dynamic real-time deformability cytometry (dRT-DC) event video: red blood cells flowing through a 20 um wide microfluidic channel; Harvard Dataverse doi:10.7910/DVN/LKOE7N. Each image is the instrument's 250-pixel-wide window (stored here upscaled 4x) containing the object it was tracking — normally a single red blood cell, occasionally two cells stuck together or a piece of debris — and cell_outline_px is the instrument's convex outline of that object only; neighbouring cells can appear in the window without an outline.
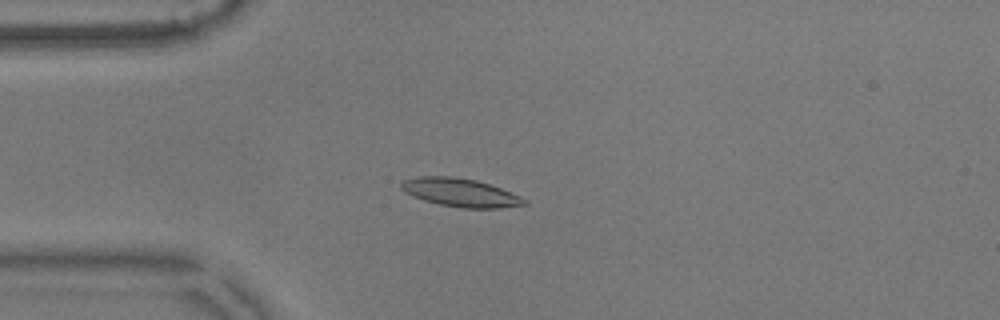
{"species": "common noctule bat (a hibernating species)", "species_latin": "Nyctalus noctula", "temperature_condition": "warm", "stored_images_in_passage": 57, "camera_frame_rate_fps": 3000, "um_per_image_px": 0.085, "animal": {"sex": "male", "body_mass_g": 17.9}, "frame": {"image": 1, "passage_image": 15, "time_ms": 4.667, "image_size_px": [1000, 320], "cell_outline_px": [[528, 204], [496, 208], [464, 208], [440, 204], [424, 200], [412, 196], [400, 188], [400, 184], [404, 180], [416, 176], [452, 176], [476, 180], [500, 188], [520, 196], [528, 200]], "centroid_in_image_um": [39.12, 16.36], "position_along_channel_um": 45.9, "area_um2": 20.17}}
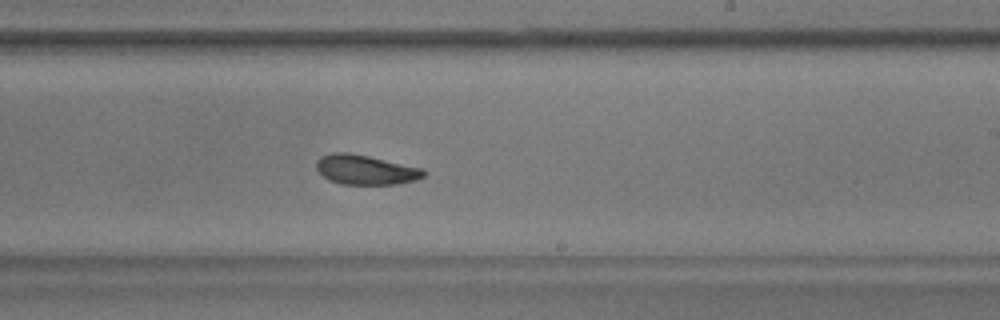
{"frame": {"image": 2, "passage_image": 34, "time_ms": 11.0, "image_size_px": [1000, 320], "cell_outline_px": [[428, 172], [424, 176], [416, 180], [396, 184], [340, 184], [324, 176], [316, 168], [316, 160], [320, 156], [332, 152], [348, 152], [368, 156], [424, 168]], "centroid_in_image_um": [31.1, 14.42], "position_along_channel_um": 257.9, "area_um2": 18.61}}
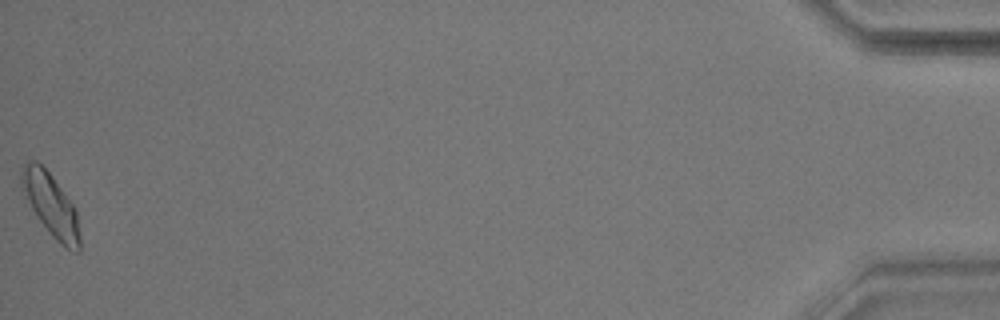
{"frame": {"image": 3, "passage_image": 57, "time_ms": 18.667, "image_size_px": [1000, 320], "cell_outline_px": [[80, 252], [76, 252], [60, 244], [52, 236], [36, 216], [20, 184], [20, 168], [28, 160], [36, 160], [52, 176], [76, 208], [80, 236]], "centroid_in_image_um": [4.32, 17.4], "position_along_channel_um": 430.9, "area_um2": 21.21}, "authors_computed_cell_mechanics": {"area_um2": 19.1318, "velocity_mm_per_s": 3.5656, "shape_relaxation_time_tau1_ms": 4.5135, "shape_relaxation_time_tau2_ms": 3.1189, "deformation_change_tau1": 0.1127, "deformation_change_tau2": 0.1011}}